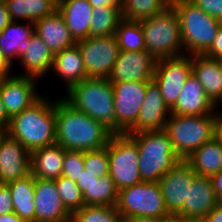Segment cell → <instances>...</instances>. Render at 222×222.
Instances as JSON below:
<instances>
[{
  "mask_svg": "<svg viewBox=\"0 0 222 222\" xmlns=\"http://www.w3.org/2000/svg\"><path fill=\"white\" fill-rule=\"evenodd\" d=\"M56 144L65 150L91 151L104 148L114 134L103 123L75 109L64 98L55 100Z\"/></svg>",
  "mask_w": 222,
  "mask_h": 222,
  "instance_id": "cell-1",
  "label": "cell"
},
{
  "mask_svg": "<svg viewBox=\"0 0 222 222\" xmlns=\"http://www.w3.org/2000/svg\"><path fill=\"white\" fill-rule=\"evenodd\" d=\"M5 133L19 141L29 152L56 144L55 101L42 96L11 118Z\"/></svg>",
  "mask_w": 222,
  "mask_h": 222,
  "instance_id": "cell-2",
  "label": "cell"
},
{
  "mask_svg": "<svg viewBox=\"0 0 222 222\" xmlns=\"http://www.w3.org/2000/svg\"><path fill=\"white\" fill-rule=\"evenodd\" d=\"M64 99L115 134L114 89L108 79L85 78L72 86Z\"/></svg>",
  "mask_w": 222,
  "mask_h": 222,
  "instance_id": "cell-3",
  "label": "cell"
},
{
  "mask_svg": "<svg viewBox=\"0 0 222 222\" xmlns=\"http://www.w3.org/2000/svg\"><path fill=\"white\" fill-rule=\"evenodd\" d=\"M139 150V171L142 181L158 183L159 179L182 159L175 153L164 130L128 134Z\"/></svg>",
  "mask_w": 222,
  "mask_h": 222,
  "instance_id": "cell-4",
  "label": "cell"
},
{
  "mask_svg": "<svg viewBox=\"0 0 222 222\" xmlns=\"http://www.w3.org/2000/svg\"><path fill=\"white\" fill-rule=\"evenodd\" d=\"M171 6L179 18L185 54H204L213 44L222 23L190 0H171Z\"/></svg>",
  "mask_w": 222,
  "mask_h": 222,
  "instance_id": "cell-5",
  "label": "cell"
},
{
  "mask_svg": "<svg viewBox=\"0 0 222 222\" xmlns=\"http://www.w3.org/2000/svg\"><path fill=\"white\" fill-rule=\"evenodd\" d=\"M216 113L212 115L170 114L164 127L175 153L186 160L215 136Z\"/></svg>",
  "mask_w": 222,
  "mask_h": 222,
  "instance_id": "cell-6",
  "label": "cell"
},
{
  "mask_svg": "<svg viewBox=\"0 0 222 222\" xmlns=\"http://www.w3.org/2000/svg\"><path fill=\"white\" fill-rule=\"evenodd\" d=\"M146 51L156 60L186 55L181 38L180 22L170 5L163 12L140 21Z\"/></svg>",
  "mask_w": 222,
  "mask_h": 222,
  "instance_id": "cell-7",
  "label": "cell"
},
{
  "mask_svg": "<svg viewBox=\"0 0 222 222\" xmlns=\"http://www.w3.org/2000/svg\"><path fill=\"white\" fill-rule=\"evenodd\" d=\"M109 176L118 191L142 182L139 171V150L126 133L113 134L108 145Z\"/></svg>",
  "mask_w": 222,
  "mask_h": 222,
  "instance_id": "cell-8",
  "label": "cell"
},
{
  "mask_svg": "<svg viewBox=\"0 0 222 222\" xmlns=\"http://www.w3.org/2000/svg\"><path fill=\"white\" fill-rule=\"evenodd\" d=\"M116 209L123 218L160 219L168 214L159 184L145 181L119 190Z\"/></svg>",
  "mask_w": 222,
  "mask_h": 222,
  "instance_id": "cell-9",
  "label": "cell"
},
{
  "mask_svg": "<svg viewBox=\"0 0 222 222\" xmlns=\"http://www.w3.org/2000/svg\"><path fill=\"white\" fill-rule=\"evenodd\" d=\"M76 44L79 47L87 77L108 79L120 53L115 35L88 37L77 41Z\"/></svg>",
  "mask_w": 222,
  "mask_h": 222,
  "instance_id": "cell-10",
  "label": "cell"
},
{
  "mask_svg": "<svg viewBox=\"0 0 222 222\" xmlns=\"http://www.w3.org/2000/svg\"><path fill=\"white\" fill-rule=\"evenodd\" d=\"M192 73V55L159 59L153 81L171 109L177 102L186 79Z\"/></svg>",
  "mask_w": 222,
  "mask_h": 222,
  "instance_id": "cell-11",
  "label": "cell"
},
{
  "mask_svg": "<svg viewBox=\"0 0 222 222\" xmlns=\"http://www.w3.org/2000/svg\"><path fill=\"white\" fill-rule=\"evenodd\" d=\"M151 81L112 83L114 89L115 134L126 133L136 122L146 88Z\"/></svg>",
  "mask_w": 222,
  "mask_h": 222,
  "instance_id": "cell-12",
  "label": "cell"
},
{
  "mask_svg": "<svg viewBox=\"0 0 222 222\" xmlns=\"http://www.w3.org/2000/svg\"><path fill=\"white\" fill-rule=\"evenodd\" d=\"M36 85H38L36 78L18 74L0 81L1 100L10 119L42 97V94L40 96L37 93Z\"/></svg>",
  "mask_w": 222,
  "mask_h": 222,
  "instance_id": "cell-13",
  "label": "cell"
},
{
  "mask_svg": "<svg viewBox=\"0 0 222 222\" xmlns=\"http://www.w3.org/2000/svg\"><path fill=\"white\" fill-rule=\"evenodd\" d=\"M196 176L192 166L182 159L159 179L158 184L168 213H178L183 208L188 186Z\"/></svg>",
  "mask_w": 222,
  "mask_h": 222,
  "instance_id": "cell-14",
  "label": "cell"
},
{
  "mask_svg": "<svg viewBox=\"0 0 222 222\" xmlns=\"http://www.w3.org/2000/svg\"><path fill=\"white\" fill-rule=\"evenodd\" d=\"M157 60L147 51H122L108 77L111 83L152 81Z\"/></svg>",
  "mask_w": 222,
  "mask_h": 222,
  "instance_id": "cell-15",
  "label": "cell"
},
{
  "mask_svg": "<svg viewBox=\"0 0 222 222\" xmlns=\"http://www.w3.org/2000/svg\"><path fill=\"white\" fill-rule=\"evenodd\" d=\"M31 174V152L6 133L0 137V184Z\"/></svg>",
  "mask_w": 222,
  "mask_h": 222,
  "instance_id": "cell-16",
  "label": "cell"
},
{
  "mask_svg": "<svg viewBox=\"0 0 222 222\" xmlns=\"http://www.w3.org/2000/svg\"><path fill=\"white\" fill-rule=\"evenodd\" d=\"M171 109L167 106L157 84L152 80L147 88L137 122L126 132L135 134L143 131L164 130Z\"/></svg>",
  "mask_w": 222,
  "mask_h": 222,
  "instance_id": "cell-17",
  "label": "cell"
},
{
  "mask_svg": "<svg viewBox=\"0 0 222 222\" xmlns=\"http://www.w3.org/2000/svg\"><path fill=\"white\" fill-rule=\"evenodd\" d=\"M35 222H71L54 180L35 178Z\"/></svg>",
  "mask_w": 222,
  "mask_h": 222,
  "instance_id": "cell-18",
  "label": "cell"
},
{
  "mask_svg": "<svg viewBox=\"0 0 222 222\" xmlns=\"http://www.w3.org/2000/svg\"><path fill=\"white\" fill-rule=\"evenodd\" d=\"M216 107L212 99L206 95L201 82L191 73L183 85L176 104L171 108V113L190 116L212 115Z\"/></svg>",
  "mask_w": 222,
  "mask_h": 222,
  "instance_id": "cell-19",
  "label": "cell"
},
{
  "mask_svg": "<svg viewBox=\"0 0 222 222\" xmlns=\"http://www.w3.org/2000/svg\"><path fill=\"white\" fill-rule=\"evenodd\" d=\"M218 204L211 178L196 176L188 186L187 200L178 213L186 218L206 217Z\"/></svg>",
  "mask_w": 222,
  "mask_h": 222,
  "instance_id": "cell-20",
  "label": "cell"
},
{
  "mask_svg": "<svg viewBox=\"0 0 222 222\" xmlns=\"http://www.w3.org/2000/svg\"><path fill=\"white\" fill-rule=\"evenodd\" d=\"M34 25L35 33L41 37L54 55L76 44L58 9L51 15L37 20Z\"/></svg>",
  "mask_w": 222,
  "mask_h": 222,
  "instance_id": "cell-21",
  "label": "cell"
},
{
  "mask_svg": "<svg viewBox=\"0 0 222 222\" xmlns=\"http://www.w3.org/2000/svg\"><path fill=\"white\" fill-rule=\"evenodd\" d=\"M58 11L76 42L90 37L93 7L88 0H58Z\"/></svg>",
  "mask_w": 222,
  "mask_h": 222,
  "instance_id": "cell-22",
  "label": "cell"
},
{
  "mask_svg": "<svg viewBox=\"0 0 222 222\" xmlns=\"http://www.w3.org/2000/svg\"><path fill=\"white\" fill-rule=\"evenodd\" d=\"M192 73L201 82L206 95L215 105L221 103L222 69L220 59H214L204 54L192 55Z\"/></svg>",
  "mask_w": 222,
  "mask_h": 222,
  "instance_id": "cell-23",
  "label": "cell"
},
{
  "mask_svg": "<svg viewBox=\"0 0 222 222\" xmlns=\"http://www.w3.org/2000/svg\"><path fill=\"white\" fill-rule=\"evenodd\" d=\"M53 59L54 54L49 47L39 35L34 33L30 39V44L25 46L24 55L18 59L25 73H20V76L33 77L38 80V78L50 72Z\"/></svg>",
  "mask_w": 222,
  "mask_h": 222,
  "instance_id": "cell-24",
  "label": "cell"
},
{
  "mask_svg": "<svg viewBox=\"0 0 222 222\" xmlns=\"http://www.w3.org/2000/svg\"><path fill=\"white\" fill-rule=\"evenodd\" d=\"M65 149L58 144L31 152V174L34 178L56 180L62 176Z\"/></svg>",
  "mask_w": 222,
  "mask_h": 222,
  "instance_id": "cell-25",
  "label": "cell"
},
{
  "mask_svg": "<svg viewBox=\"0 0 222 222\" xmlns=\"http://www.w3.org/2000/svg\"><path fill=\"white\" fill-rule=\"evenodd\" d=\"M35 33L33 22L26 24L17 21L11 23L0 32V51L7 60L13 64L14 59H19L25 53V46L30 44V39Z\"/></svg>",
  "mask_w": 222,
  "mask_h": 222,
  "instance_id": "cell-26",
  "label": "cell"
},
{
  "mask_svg": "<svg viewBox=\"0 0 222 222\" xmlns=\"http://www.w3.org/2000/svg\"><path fill=\"white\" fill-rule=\"evenodd\" d=\"M52 71L65 80L66 91L88 78L77 44L54 55Z\"/></svg>",
  "mask_w": 222,
  "mask_h": 222,
  "instance_id": "cell-27",
  "label": "cell"
},
{
  "mask_svg": "<svg viewBox=\"0 0 222 222\" xmlns=\"http://www.w3.org/2000/svg\"><path fill=\"white\" fill-rule=\"evenodd\" d=\"M186 161L197 176L211 178L222 170V142L214 136L195 150Z\"/></svg>",
  "mask_w": 222,
  "mask_h": 222,
  "instance_id": "cell-28",
  "label": "cell"
},
{
  "mask_svg": "<svg viewBox=\"0 0 222 222\" xmlns=\"http://www.w3.org/2000/svg\"><path fill=\"white\" fill-rule=\"evenodd\" d=\"M14 213L25 222H35V178L32 174L6 184Z\"/></svg>",
  "mask_w": 222,
  "mask_h": 222,
  "instance_id": "cell-29",
  "label": "cell"
},
{
  "mask_svg": "<svg viewBox=\"0 0 222 222\" xmlns=\"http://www.w3.org/2000/svg\"><path fill=\"white\" fill-rule=\"evenodd\" d=\"M11 21H29L35 23L37 20L51 15L58 9V0H4Z\"/></svg>",
  "mask_w": 222,
  "mask_h": 222,
  "instance_id": "cell-30",
  "label": "cell"
},
{
  "mask_svg": "<svg viewBox=\"0 0 222 222\" xmlns=\"http://www.w3.org/2000/svg\"><path fill=\"white\" fill-rule=\"evenodd\" d=\"M121 8L107 5L93 8V15L90 21V37L114 35L119 22L123 19Z\"/></svg>",
  "mask_w": 222,
  "mask_h": 222,
  "instance_id": "cell-31",
  "label": "cell"
},
{
  "mask_svg": "<svg viewBox=\"0 0 222 222\" xmlns=\"http://www.w3.org/2000/svg\"><path fill=\"white\" fill-rule=\"evenodd\" d=\"M117 44L122 51H146L140 21L122 19L115 31Z\"/></svg>",
  "mask_w": 222,
  "mask_h": 222,
  "instance_id": "cell-32",
  "label": "cell"
},
{
  "mask_svg": "<svg viewBox=\"0 0 222 222\" xmlns=\"http://www.w3.org/2000/svg\"><path fill=\"white\" fill-rule=\"evenodd\" d=\"M118 189L109 175L98 178L83 194L85 205L116 206Z\"/></svg>",
  "mask_w": 222,
  "mask_h": 222,
  "instance_id": "cell-33",
  "label": "cell"
},
{
  "mask_svg": "<svg viewBox=\"0 0 222 222\" xmlns=\"http://www.w3.org/2000/svg\"><path fill=\"white\" fill-rule=\"evenodd\" d=\"M171 0H122V16L127 20L141 21L163 12Z\"/></svg>",
  "mask_w": 222,
  "mask_h": 222,
  "instance_id": "cell-34",
  "label": "cell"
},
{
  "mask_svg": "<svg viewBox=\"0 0 222 222\" xmlns=\"http://www.w3.org/2000/svg\"><path fill=\"white\" fill-rule=\"evenodd\" d=\"M71 222H124L116 206L85 205L71 214Z\"/></svg>",
  "mask_w": 222,
  "mask_h": 222,
  "instance_id": "cell-35",
  "label": "cell"
},
{
  "mask_svg": "<svg viewBox=\"0 0 222 222\" xmlns=\"http://www.w3.org/2000/svg\"><path fill=\"white\" fill-rule=\"evenodd\" d=\"M54 181L64 206L71 214L85 206L83 193L75 181L64 176Z\"/></svg>",
  "mask_w": 222,
  "mask_h": 222,
  "instance_id": "cell-36",
  "label": "cell"
},
{
  "mask_svg": "<svg viewBox=\"0 0 222 222\" xmlns=\"http://www.w3.org/2000/svg\"><path fill=\"white\" fill-rule=\"evenodd\" d=\"M109 155L107 147L84 152V170L101 178L109 175Z\"/></svg>",
  "mask_w": 222,
  "mask_h": 222,
  "instance_id": "cell-37",
  "label": "cell"
},
{
  "mask_svg": "<svg viewBox=\"0 0 222 222\" xmlns=\"http://www.w3.org/2000/svg\"><path fill=\"white\" fill-rule=\"evenodd\" d=\"M84 170V152L66 150L63 159L62 176L75 181Z\"/></svg>",
  "mask_w": 222,
  "mask_h": 222,
  "instance_id": "cell-38",
  "label": "cell"
},
{
  "mask_svg": "<svg viewBox=\"0 0 222 222\" xmlns=\"http://www.w3.org/2000/svg\"><path fill=\"white\" fill-rule=\"evenodd\" d=\"M205 13L217 18L222 23V0H190Z\"/></svg>",
  "mask_w": 222,
  "mask_h": 222,
  "instance_id": "cell-39",
  "label": "cell"
},
{
  "mask_svg": "<svg viewBox=\"0 0 222 222\" xmlns=\"http://www.w3.org/2000/svg\"><path fill=\"white\" fill-rule=\"evenodd\" d=\"M14 212L11 192L6 184H0V215Z\"/></svg>",
  "mask_w": 222,
  "mask_h": 222,
  "instance_id": "cell-40",
  "label": "cell"
},
{
  "mask_svg": "<svg viewBox=\"0 0 222 222\" xmlns=\"http://www.w3.org/2000/svg\"><path fill=\"white\" fill-rule=\"evenodd\" d=\"M204 55L214 59H222V24L217 31L213 44Z\"/></svg>",
  "mask_w": 222,
  "mask_h": 222,
  "instance_id": "cell-41",
  "label": "cell"
},
{
  "mask_svg": "<svg viewBox=\"0 0 222 222\" xmlns=\"http://www.w3.org/2000/svg\"><path fill=\"white\" fill-rule=\"evenodd\" d=\"M98 181V178L94 176V174H91L87 172L86 170H83V172L79 175V178L76 180V184L84 194L86 191H88V188L95 182Z\"/></svg>",
  "mask_w": 222,
  "mask_h": 222,
  "instance_id": "cell-42",
  "label": "cell"
},
{
  "mask_svg": "<svg viewBox=\"0 0 222 222\" xmlns=\"http://www.w3.org/2000/svg\"><path fill=\"white\" fill-rule=\"evenodd\" d=\"M11 23L7 5L4 0H0V32Z\"/></svg>",
  "mask_w": 222,
  "mask_h": 222,
  "instance_id": "cell-43",
  "label": "cell"
},
{
  "mask_svg": "<svg viewBox=\"0 0 222 222\" xmlns=\"http://www.w3.org/2000/svg\"><path fill=\"white\" fill-rule=\"evenodd\" d=\"M12 64L7 60L4 54L0 51V81L11 76Z\"/></svg>",
  "mask_w": 222,
  "mask_h": 222,
  "instance_id": "cell-44",
  "label": "cell"
},
{
  "mask_svg": "<svg viewBox=\"0 0 222 222\" xmlns=\"http://www.w3.org/2000/svg\"><path fill=\"white\" fill-rule=\"evenodd\" d=\"M215 195L220 202L222 200V170L211 177Z\"/></svg>",
  "mask_w": 222,
  "mask_h": 222,
  "instance_id": "cell-45",
  "label": "cell"
},
{
  "mask_svg": "<svg viewBox=\"0 0 222 222\" xmlns=\"http://www.w3.org/2000/svg\"><path fill=\"white\" fill-rule=\"evenodd\" d=\"M208 222H222V205L219 203L205 217Z\"/></svg>",
  "mask_w": 222,
  "mask_h": 222,
  "instance_id": "cell-46",
  "label": "cell"
},
{
  "mask_svg": "<svg viewBox=\"0 0 222 222\" xmlns=\"http://www.w3.org/2000/svg\"><path fill=\"white\" fill-rule=\"evenodd\" d=\"M93 8L98 6L107 5L110 7H122V0H88Z\"/></svg>",
  "mask_w": 222,
  "mask_h": 222,
  "instance_id": "cell-47",
  "label": "cell"
},
{
  "mask_svg": "<svg viewBox=\"0 0 222 222\" xmlns=\"http://www.w3.org/2000/svg\"><path fill=\"white\" fill-rule=\"evenodd\" d=\"M9 122H10V118L7 115V112L1 100V94H0V129H2L5 132L8 128Z\"/></svg>",
  "mask_w": 222,
  "mask_h": 222,
  "instance_id": "cell-48",
  "label": "cell"
},
{
  "mask_svg": "<svg viewBox=\"0 0 222 222\" xmlns=\"http://www.w3.org/2000/svg\"><path fill=\"white\" fill-rule=\"evenodd\" d=\"M160 222H187V218L179 213H168L160 218Z\"/></svg>",
  "mask_w": 222,
  "mask_h": 222,
  "instance_id": "cell-49",
  "label": "cell"
},
{
  "mask_svg": "<svg viewBox=\"0 0 222 222\" xmlns=\"http://www.w3.org/2000/svg\"><path fill=\"white\" fill-rule=\"evenodd\" d=\"M215 137L222 142V113L216 114Z\"/></svg>",
  "mask_w": 222,
  "mask_h": 222,
  "instance_id": "cell-50",
  "label": "cell"
},
{
  "mask_svg": "<svg viewBox=\"0 0 222 222\" xmlns=\"http://www.w3.org/2000/svg\"><path fill=\"white\" fill-rule=\"evenodd\" d=\"M0 222H25L21 220L14 212L0 215Z\"/></svg>",
  "mask_w": 222,
  "mask_h": 222,
  "instance_id": "cell-51",
  "label": "cell"
},
{
  "mask_svg": "<svg viewBox=\"0 0 222 222\" xmlns=\"http://www.w3.org/2000/svg\"><path fill=\"white\" fill-rule=\"evenodd\" d=\"M124 222H160V219L155 217L124 218Z\"/></svg>",
  "mask_w": 222,
  "mask_h": 222,
  "instance_id": "cell-52",
  "label": "cell"
},
{
  "mask_svg": "<svg viewBox=\"0 0 222 222\" xmlns=\"http://www.w3.org/2000/svg\"><path fill=\"white\" fill-rule=\"evenodd\" d=\"M187 222H208L205 217L187 218Z\"/></svg>",
  "mask_w": 222,
  "mask_h": 222,
  "instance_id": "cell-53",
  "label": "cell"
},
{
  "mask_svg": "<svg viewBox=\"0 0 222 222\" xmlns=\"http://www.w3.org/2000/svg\"><path fill=\"white\" fill-rule=\"evenodd\" d=\"M220 67L222 69V59H220ZM221 104H222V94H221Z\"/></svg>",
  "mask_w": 222,
  "mask_h": 222,
  "instance_id": "cell-54",
  "label": "cell"
},
{
  "mask_svg": "<svg viewBox=\"0 0 222 222\" xmlns=\"http://www.w3.org/2000/svg\"><path fill=\"white\" fill-rule=\"evenodd\" d=\"M5 132L2 130V129H0V137L4 134Z\"/></svg>",
  "mask_w": 222,
  "mask_h": 222,
  "instance_id": "cell-55",
  "label": "cell"
}]
</instances>
